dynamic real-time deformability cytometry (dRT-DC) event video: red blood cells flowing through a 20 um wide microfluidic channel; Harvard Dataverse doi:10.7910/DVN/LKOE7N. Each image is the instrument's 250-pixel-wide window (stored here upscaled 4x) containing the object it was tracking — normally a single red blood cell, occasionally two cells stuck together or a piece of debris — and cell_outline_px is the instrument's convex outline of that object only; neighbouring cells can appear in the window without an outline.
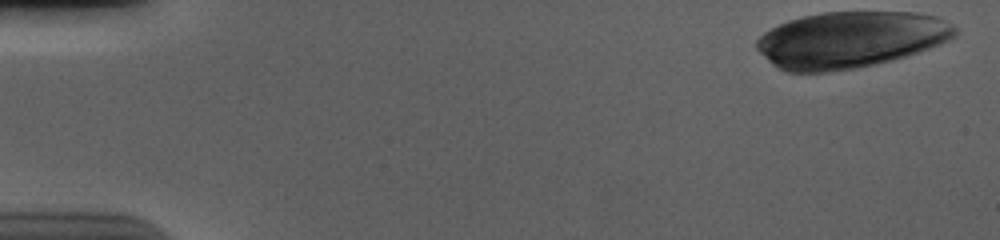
{"species": "human", "species_latin": "Homo sapiens", "temperature_condition": "cold", "stored_images_in_passage": 55, "camera_frame_rate_fps": 3000, "um_per_image_px": 0.085, "donor": {"sex": "male"}, "frame": {"image": 1, "passage_image": 1, "time_ms": 0.0, "image_size_px": [1000, 240], "cell_outline_px": [[956, 36], [940, 44], [892, 60], [856, 68], [824, 72], [788, 72], [772, 64], [756, 48], [756, 40], [764, 32], [788, 20], [804, 16], [824, 12], [916, 12], [936, 16], [956, 28]], "centroid_in_image_um": [72.27, 3.37], "position_along_channel_um": 12.7, "area_um2": 64.68}}
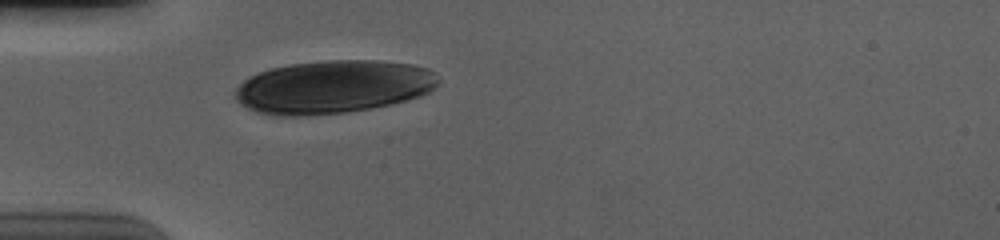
{"frame": {"image": 2, "passage_image": 16, "time_ms": 5.0, "image_size_px": [1000, 240], "cell_outline_px": [[440, 80], [428, 92], [420, 96], [392, 104], [372, 108], [344, 112], [300, 116], [272, 116], [256, 112], [240, 104], [236, 100], [236, 88], [248, 76], [272, 68], [288, 64], [324, 60], [380, 60], [412, 64], [428, 68]], "centroid_in_image_um": [28.3, 7.38], "position_along_channel_um": 56.7, "area_um2": 63.0}}